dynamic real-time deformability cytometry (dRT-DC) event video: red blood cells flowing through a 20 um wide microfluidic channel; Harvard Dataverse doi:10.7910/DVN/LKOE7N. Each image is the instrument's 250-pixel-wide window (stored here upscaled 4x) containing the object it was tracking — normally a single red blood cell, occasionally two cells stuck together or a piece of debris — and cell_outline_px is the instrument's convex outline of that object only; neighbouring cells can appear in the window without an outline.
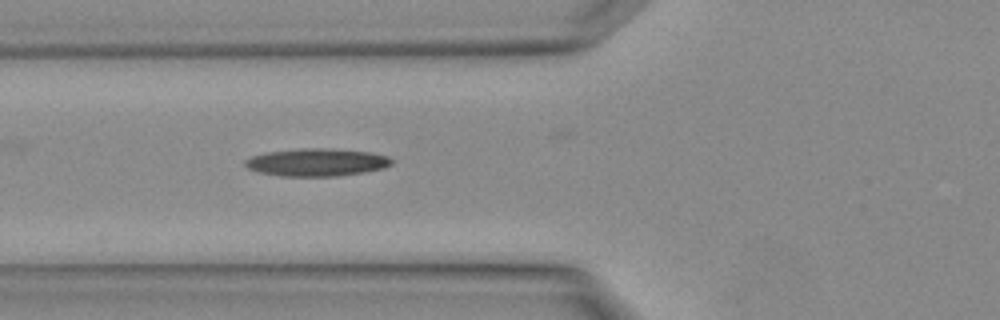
{"species": "Egyptian fruit bat (a non-hibernating species)", "species_latin": "Rousettus aegyptiacus", "temperature_condition": "warm", "stored_images_in_passage": 4, "camera_frame_rate_fps": 3000, "um_per_image_px": 0.085, "animal": {"sex": "female"}, "frame": {"image": 1, "passage_image": 4, "time_ms": 1.0, "image_size_px": [1000, 320], "cell_outline_px": [[392, 164], [384, 168], [336, 176], [280, 176], [260, 172], [248, 168], [244, 164], [244, 160], [252, 156], [264, 152], [300, 148], [324, 148], [372, 152], [388, 156], [392, 160]], "centroid_in_image_um": [26.9, 13.78], "position_along_channel_um": 98.9, "area_um2": 23.58}}